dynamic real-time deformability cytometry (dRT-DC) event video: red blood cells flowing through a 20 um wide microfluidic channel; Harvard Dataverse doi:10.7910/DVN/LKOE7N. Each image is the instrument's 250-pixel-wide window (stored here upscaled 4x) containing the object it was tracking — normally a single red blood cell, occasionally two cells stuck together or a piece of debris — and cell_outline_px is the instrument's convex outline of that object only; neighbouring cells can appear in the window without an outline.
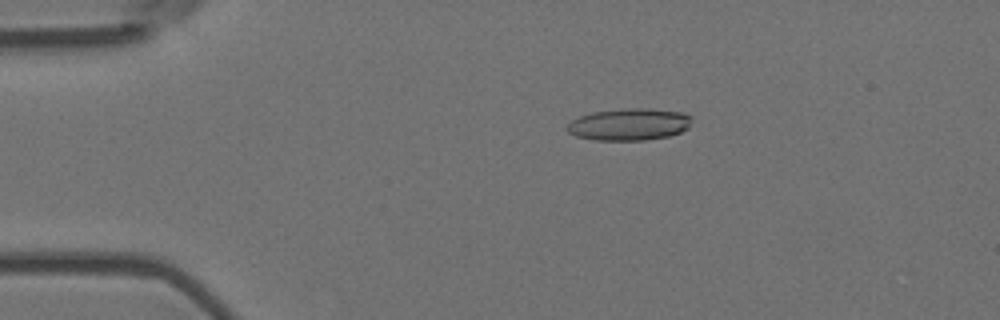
{"species": "Egyptian fruit bat (a non-hibernating species)", "species_latin": "Rousettus aegyptiacus", "temperature_condition": "room temperature", "stored_images_in_passage": 44, "camera_frame_rate_fps": 3000, "um_per_image_px": 0.085, "animal": {"sex": "female"}, "frame": {"image": 1, "passage_image": 3, "time_ms": 0.667, "image_size_px": [1000, 320], "cell_outline_px": [[692, 116], [688, 128], [680, 132], [668, 136], [644, 140], [592, 140], [576, 136], [568, 132], [564, 128], [572, 120], [580, 116], [592, 112], [632, 108], [648, 108], [680, 112]], "centroid_in_image_um": [53.45, 10.58], "position_along_channel_um": 31.5, "area_um2": 23.18}}
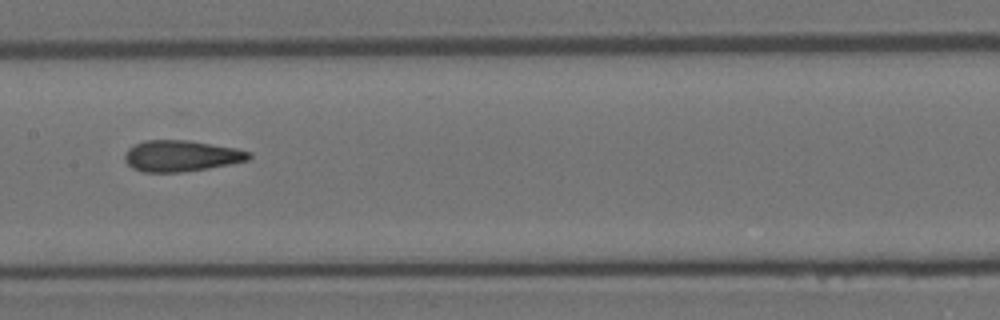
{"frame": {"image": 2, "passage_image": 20, "time_ms": 6.333, "image_size_px": [1000, 320], "cell_outline_px": [[252, 156], [248, 160], [208, 168], [180, 172], [144, 172], [132, 168], [124, 160], [124, 156], [128, 148], [144, 140], [188, 140], [236, 148], [252, 152]], "centroid_in_image_um": [15.39, 13.25], "position_along_channel_um": 192.0, "area_um2": 22.48}}
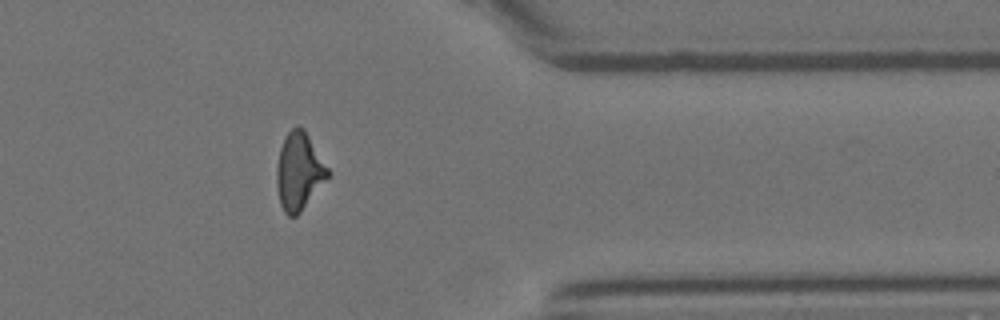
{"frame": {"image": 3, "passage_image": 37, "time_ms": 12.0, "image_size_px": [1000, 320], "cell_outline_px": [[332, 172], [300, 212], [296, 216], [288, 216], [284, 212], [280, 204], [276, 184], [276, 168], [280, 148], [288, 132], [296, 124], [304, 128]], "centroid_in_image_um": [25.42, 14.54], "position_along_channel_um": 386.0, "area_um2": 23.18}}